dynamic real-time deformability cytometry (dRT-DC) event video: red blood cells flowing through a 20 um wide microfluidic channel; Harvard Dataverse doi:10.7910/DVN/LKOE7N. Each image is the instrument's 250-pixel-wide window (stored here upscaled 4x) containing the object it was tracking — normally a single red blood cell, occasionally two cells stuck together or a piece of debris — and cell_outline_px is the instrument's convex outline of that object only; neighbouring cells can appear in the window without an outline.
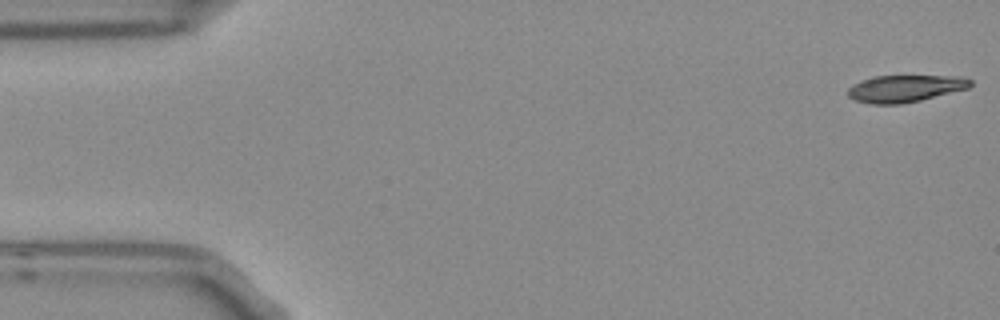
{"species": "Egyptian fruit bat (a non-hibernating species)", "species_latin": "Rousettus aegyptiacus", "temperature_condition": "room temperature", "stored_images_in_passage": 4, "segment_of_instrument_passage": [2, 2], "camera_frame_rate_fps": 3000, "um_per_image_px": 0.085, "frame": {"image": 1, "passage_image": 4, "time_ms": 1.0, "image_size_px": [1000, 320], "cell_outline_px": [[972, 84], [968, 88], [920, 100], [900, 104], [872, 104], [856, 100], [848, 96], [848, 88], [852, 84], [860, 80], [872, 76], [964, 76], [972, 80]], "centroid_in_image_um": [76.92, 7.51], "position_along_channel_um": 8.1, "area_um2": 19.31}}